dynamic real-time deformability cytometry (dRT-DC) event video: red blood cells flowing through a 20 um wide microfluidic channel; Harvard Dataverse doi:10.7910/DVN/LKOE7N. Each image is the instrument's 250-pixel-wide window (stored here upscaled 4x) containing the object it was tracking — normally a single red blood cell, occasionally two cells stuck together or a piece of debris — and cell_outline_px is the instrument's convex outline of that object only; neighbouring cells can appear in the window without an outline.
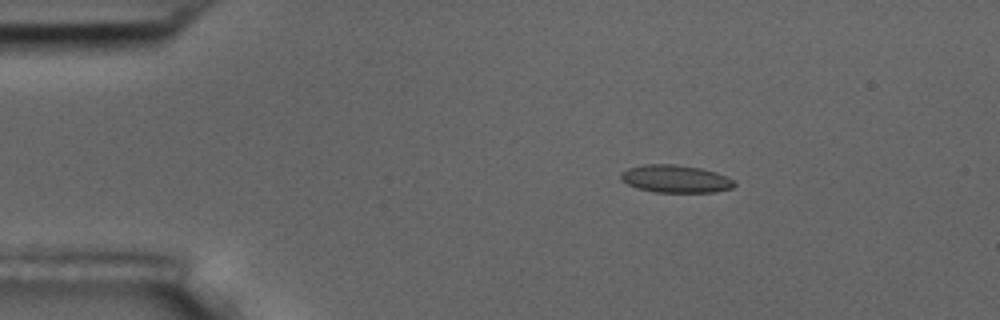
{"species": "common noctule bat (a hibernating species)", "species_latin": "Nyctalus noctula", "temperature_condition": "room temperature", "stored_images_in_passage": 4, "camera_frame_rate_fps": 3000, "um_per_image_px": 0.085, "animal": {"sex": "male", "body_mass_g": 17.5, "forearm_length_mm": 52.3}, "frame": {"image": 1, "passage_image": 2, "time_ms": 2.0, "image_size_px": [1000, 320], "cell_outline_px": [[736, 184], [732, 188], [716, 192], [656, 192], [640, 188], [628, 184], [620, 180], [620, 172], [628, 168], [644, 164], [676, 164], [700, 168], [716, 172], [732, 180]], "centroid_in_image_um": [57.4, 15.19], "position_along_channel_um": 27.6, "area_um2": 18.21}}